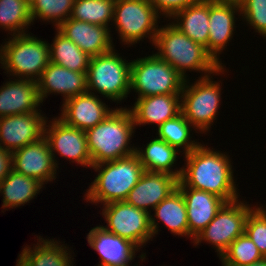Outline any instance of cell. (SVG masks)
Instances as JSON below:
<instances>
[{"label":"cell","mask_w":266,"mask_h":266,"mask_svg":"<svg viewBox=\"0 0 266 266\" xmlns=\"http://www.w3.org/2000/svg\"><path fill=\"white\" fill-rule=\"evenodd\" d=\"M113 48L110 52L91 57L87 70L88 92L120 103L130 90L131 62L119 56Z\"/></svg>","instance_id":"obj_6"},{"label":"cell","mask_w":266,"mask_h":266,"mask_svg":"<svg viewBox=\"0 0 266 266\" xmlns=\"http://www.w3.org/2000/svg\"><path fill=\"white\" fill-rule=\"evenodd\" d=\"M16 263H17L16 266H31L30 263L21 254H19Z\"/></svg>","instance_id":"obj_39"},{"label":"cell","mask_w":266,"mask_h":266,"mask_svg":"<svg viewBox=\"0 0 266 266\" xmlns=\"http://www.w3.org/2000/svg\"><path fill=\"white\" fill-rule=\"evenodd\" d=\"M43 187L38 180L12 170L0 182V194L3 195L1 208L7 210L24 206L34 199Z\"/></svg>","instance_id":"obj_27"},{"label":"cell","mask_w":266,"mask_h":266,"mask_svg":"<svg viewBox=\"0 0 266 266\" xmlns=\"http://www.w3.org/2000/svg\"><path fill=\"white\" fill-rule=\"evenodd\" d=\"M241 16L240 4L235 2H213L209 0L208 53L221 66L219 54L226 48L236 28L235 15Z\"/></svg>","instance_id":"obj_17"},{"label":"cell","mask_w":266,"mask_h":266,"mask_svg":"<svg viewBox=\"0 0 266 266\" xmlns=\"http://www.w3.org/2000/svg\"><path fill=\"white\" fill-rule=\"evenodd\" d=\"M213 2H235L238 3V0H211Z\"/></svg>","instance_id":"obj_41"},{"label":"cell","mask_w":266,"mask_h":266,"mask_svg":"<svg viewBox=\"0 0 266 266\" xmlns=\"http://www.w3.org/2000/svg\"><path fill=\"white\" fill-rule=\"evenodd\" d=\"M263 258L255 243L244 233L230 244L219 259L222 266H245Z\"/></svg>","instance_id":"obj_34"},{"label":"cell","mask_w":266,"mask_h":266,"mask_svg":"<svg viewBox=\"0 0 266 266\" xmlns=\"http://www.w3.org/2000/svg\"><path fill=\"white\" fill-rule=\"evenodd\" d=\"M200 0H150L151 5L161 16L171 19L178 11Z\"/></svg>","instance_id":"obj_37"},{"label":"cell","mask_w":266,"mask_h":266,"mask_svg":"<svg viewBox=\"0 0 266 266\" xmlns=\"http://www.w3.org/2000/svg\"><path fill=\"white\" fill-rule=\"evenodd\" d=\"M31 24L29 0H0V27L3 30L9 31L11 36L25 34Z\"/></svg>","instance_id":"obj_31"},{"label":"cell","mask_w":266,"mask_h":266,"mask_svg":"<svg viewBox=\"0 0 266 266\" xmlns=\"http://www.w3.org/2000/svg\"><path fill=\"white\" fill-rule=\"evenodd\" d=\"M47 122H50L49 124ZM48 124V125H47ZM44 137L48 141L50 151L52 152L54 162L56 161V152L71 162H77L83 167H91L92 159L87 148V137L84 130L71 127L65 124L57 117L48 121L44 126ZM56 151V152H55Z\"/></svg>","instance_id":"obj_12"},{"label":"cell","mask_w":266,"mask_h":266,"mask_svg":"<svg viewBox=\"0 0 266 266\" xmlns=\"http://www.w3.org/2000/svg\"><path fill=\"white\" fill-rule=\"evenodd\" d=\"M12 165L14 171L34 178L43 185L57 178V166L44 136L12 152Z\"/></svg>","instance_id":"obj_14"},{"label":"cell","mask_w":266,"mask_h":266,"mask_svg":"<svg viewBox=\"0 0 266 266\" xmlns=\"http://www.w3.org/2000/svg\"><path fill=\"white\" fill-rule=\"evenodd\" d=\"M74 0H29L32 23L37 18L54 23L57 28L72 13Z\"/></svg>","instance_id":"obj_33"},{"label":"cell","mask_w":266,"mask_h":266,"mask_svg":"<svg viewBox=\"0 0 266 266\" xmlns=\"http://www.w3.org/2000/svg\"><path fill=\"white\" fill-rule=\"evenodd\" d=\"M6 81L0 88V118L30 112H41L38 82L27 79Z\"/></svg>","instance_id":"obj_21"},{"label":"cell","mask_w":266,"mask_h":266,"mask_svg":"<svg viewBox=\"0 0 266 266\" xmlns=\"http://www.w3.org/2000/svg\"><path fill=\"white\" fill-rule=\"evenodd\" d=\"M186 203L189 238L194 239L216 216L226 201L219 196L190 187H177Z\"/></svg>","instance_id":"obj_20"},{"label":"cell","mask_w":266,"mask_h":266,"mask_svg":"<svg viewBox=\"0 0 266 266\" xmlns=\"http://www.w3.org/2000/svg\"><path fill=\"white\" fill-rule=\"evenodd\" d=\"M37 238L39 239L37 244L33 245V249L27 245L21 252L31 266H73L74 258L71 259L72 252L68 247L55 239L47 240L41 236Z\"/></svg>","instance_id":"obj_28"},{"label":"cell","mask_w":266,"mask_h":266,"mask_svg":"<svg viewBox=\"0 0 266 266\" xmlns=\"http://www.w3.org/2000/svg\"><path fill=\"white\" fill-rule=\"evenodd\" d=\"M253 208L240 199L226 202L214 219L194 238L193 245L205 241L216 248L220 258L230 244L244 234L247 216Z\"/></svg>","instance_id":"obj_10"},{"label":"cell","mask_w":266,"mask_h":266,"mask_svg":"<svg viewBox=\"0 0 266 266\" xmlns=\"http://www.w3.org/2000/svg\"><path fill=\"white\" fill-rule=\"evenodd\" d=\"M244 233L255 243L261 255L266 258V209L253 208L246 219Z\"/></svg>","instance_id":"obj_35"},{"label":"cell","mask_w":266,"mask_h":266,"mask_svg":"<svg viewBox=\"0 0 266 266\" xmlns=\"http://www.w3.org/2000/svg\"><path fill=\"white\" fill-rule=\"evenodd\" d=\"M185 78L156 54L131 61L130 90L138 98L162 94H181Z\"/></svg>","instance_id":"obj_7"},{"label":"cell","mask_w":266,"mask_h":266,"mask_svg":"<svg viewBox=\"0 0 266 266\" xmlns=\"http://www.w3.org/2000/svg\"><path fill=\"white\" fill-rule=\"evenodd\" d=\"M153 44L158 50L155 54L185 79H188L186 71H198L201 78L211 74L223 75L226 71L203 45L194 42L170 22L159 27Z\"/></svg>","instance_id":"obj_2"},{"label":"cell","mask_w":266,"mask_h":266,"mask_svg":"<svg viewBox=\"0 0 266 266\" xmlns=\"http://www.w3.org/2000/svg\"><path fill=\"white\" fill-rule=\"evenodd\" d=\"M47 118L41 112H30L0 118V147L14 152L44 136Z\"/></svg>","instance_id":"obj_13"},{"label":"cell","mask_w":266,"mask_h":266,"mask_svg":"<svg viewBox=\"0 0 266 266\" xmlns=\"http://www.w3.org/2000/svg\"><path fill=\"white\" fill-rule=\"evenodd\" d=\"M214 75L199 77L192 85L186 79L181 92V112L197 131L205 134L213 125L221 103L222 88L218 81H213Z\"/></svg>","instance_id":"obj_8"},{"label":"cell","mask_w":266,"mask_h":266,"mask_svg":"<svg viewBox=\"0 0 266 266\" xmlns=\"http://www.w3.org/2000/svg\"><path fill=\"white\" fill-rule=\"evenodd\" d=\"M182 151H178L175 147L159 138L152 139L142 149L135 148V154L139 158L143 169L146 171L167 173L180 179L182 168L173 169L177 161V155ZM177 169V170H176Z\"/></svg>","instance_id":"obj_26"},{"label":"cell","mask_w":266,"mask_h":266,"mask_svg":"<svg viewBox=\"0 0 266 266\" xmlns=\"http://www.w3.org/2000/svg\"><path fill=\"white\" fill-rule=\"evenodd\" d=\"M94 92H85L63 101L61 119L65 124L86 131L101 123L113 110Z\"/></svg>","instance_id":"obj_15"},{"label":"cell","mask_w":266,"mask_h":266,"mask_svg":"<svg viewBox=\"0 0 266 266\" xmlns=\"http://www.w3.org/2000/svg\"><path fill=\"white\" fill-rule=\"evenodd\" d=\"M171 19L174 20L171 22L174 26L194 42L203 45L208 52L209 0L191 4L178 11Z\"/></svg>","instance_id":"obj_25"},{"label":"cell","mask_w":266,"mask_h":266,"mask_svg":"<svg viewBox=\"0 0 266 266\" xmlns=\"http://www.w3.org/2000/svg\"><path fill=\"white\" fill-rule=\"evenodd\" d=\"M135 128L129 108L117 107L101 123L87 129V148L92 165L134 154L136 147L130 145V140Z\"/></svg>","instance_id":"obj_3"},{"label":"cell","mask_w":266,"mask_h":266,"mask_svg":"<svg viewBox=\"0 0 266 266\" xmlns=\"http://www.w3.org/2000/svg\"><path fill=\"white\" fill-rule=\"evenodd\" d=\"M37 82L41 103L51 93L62 94L63 101H65L88 92L87 73L72 71L51 62L44 69Z\"/></svg>","instance_id":"obj_19"},{"label":"cell","mask_w":266,"mask_h":266,"mask_svg":"<svg viewBox=\"0 0 266 266\" xmlns=\"http://www.w3.org/2000/svg\"><path fill=\"white\" fill-rule=\"evenodd\" d=\"M29 33L15 35L0 46L5 73L18 79L38 81L51 62L49 43Z\"/></svg>","instance_id":"obj_5"},{"label":"cell","mask_w":266,"mask_h":266,"mask_svg":"<svg viewBox=\"0 0 266 266\" xmlns=\"http://www.w3.org/2000/svg\"><path fill=\"white\" fill-rule=\"evenodd\" d=\"M89 246L98 252L101 262L98 266H125L136 257L139 250L133 243L96 226L87 234Z\"/></svg>","instance_id":"obj_22"},{"label":"cell","mask_w":266,"mask_h":266,"mask_svg":"<svg viewBox=\"0 0 266 266\" xmlns=\"http://www.w3.org/2000/svg\"><path fill=\"white\" fill-rule=\"evenodd\" d=\"M13 170L12 152L0 147V182Z\"/></svg>","instance_id":"obj_38"},{"label":"cell","mask_w":266,"mask_h":266,"mask_svg":"<svg viewBox=\"0 0 266 266\" xmlns=\"http://www.w3.org/2000/svg\"><path fill=\"white\" fill-rule=\"evenodd\" d=\"M186 165L177 187H190L213 193L226 202L237 200L238 188L230 157L224 152L214 151L202 143L190 153L183 155Z\"/></svg>","instance_id":"obj_1"},{"label":"cell","mask_w":266,"mask_h":266,"mask_svg":"<svg viewBox=\"0 0 266 266\" xmlns=\"http://www.w3.org/2000/svg\"><path fill=\"white\" fill-rule=\"evenodd\" d=\"M53 43L49 46L51 63L76 72L87 73L91 57L57 29Z\"/></svg>","instance_id":"obj_29"},{"label":"cell","mask_w":266,"mask_h":266,"mask_svg":"<svg viewBox=\"0 0 266 266\" xmlns=\"http://www.w3.org/2000/svg\"><path fill=\"white\" fill-rule=\"evenodd\" d=\"M196 130L185 118L182 112L176 115L174 118L169 119L162 123L157 128V135L159 139L167 142L169 145L175 147L178 151L183 150L182 154H188L201 143L192 140L191 131ZM181 148V149H179Z\"/></svg>","instance_id":"obj_30"},{"label":"cell","mask_w":266,"mask_h":266,"mask_svg":"<svg viewBox=\"0 0 266 266\" xmlns=\"http://www.w3.org/2000/svg\"><path fill=\"white\" fill-rule=\"evenodd\" d=\"M90 57L105 54L114 48L108 27L68 18L56 28Z\"/></svg>","instance_id":"obj_18"},{"label":"cell","mask_w":266,"mask_h":266,"mask_svg":"<svg viewBox=\"0 0 266 266\" xmlns=\"http://www.w3.org/2000/svg\"><path fill=\"white\" fill-rule=\"evenodd\" d=\"M136 99L132 109L129 108L135 127L144 124H156L159 127L181 112V94H162Z\"/></svg>","instance_id":"obj_23"},{"label":"cell","mask_w":266,"mask_h":266,"mask_svg":"<svg viewBox=\"0 0 266 266\" xmlns=\"http://www.w3.org/2000/svg\"><path fill=\"white\" fill-rule=\"evenodd\" d=\"M245 266H266V258H263L260 261H257V262H254V263H251V264L245 265Z\"/></svg>","instance_id":"obj_40"},{"label":"cell","mask_w":266,"mask_h":266,"mask_svg":"<svg viewBox=\"0 0 266 266\" xmlns=\"http://www.w3.org/2000/svg\"><path fill=\"white\" fill-rule=\"evenodd\" d=\"M178 181L177 177L167 173L144 170L124 201L151 214V209L177 189Z\"/></svg>","instance_id":"obj_16"},{"label":"cell","mask_w":266,"mask_h":266,"mask_svg":"<svg viewBox=\"0 0 266 266\" xmlns=\"http://www.w3.org/2000/svg\"><path fill=\"white\" fill-rule=\"evenodd\" d=\"M242 19L266 38V0H241Z\"/></svg>","instance_id":"obj_36"},{"label":"cell","mask_w":266,"mask_h":266,"mask_svg":"<svg viewBox=\"0 0 266 266\" xmlns=\"http://www.w3.org/2000/svg\"><path fill=\"white\" fill-rule=\"evenodd\" d=\"M158 19L160 15L150 0L115 1L112 22L117 28L119 39L128 46L143 41L141 39L144 37H148L153 46L159 30Z\"/></svg>","instance_id":"obj_9"},{"label":"cell","mask_w":266,"mask_h":266,"mask_svg":"<svg viewBox=\"0 0 266 266\" xmlns=\"http://www.w3.org/2000/svg\"><path fill=\"white\" fill-rule=\"evenodd\" d=\"M153 211L154 215L150 214V226L154 236L160 231L156 222L159 219L173 235L189 237L186 203L178 189L162 200Z\"/></svg>","instance_id":"obj_24"},{"label":"cell","mask_w":266,"mask_h":266,"mask_svg":"<svg viewBox=\"0 0 266 266\" xmlns=\"http://www.w3.org/2000/svg\"><path fill=\"white\" fill-rule=\"evenodd\" d=\"M116 0H74L70 18L110 29Z\"/></svg>","instance_id":"obj_32"},{"label":"cell","mask_w":266,"mask_h":266,"mask_svg":"<svg viewBox=\"0 0 266 266\" xmlns=\"http://www.w3.org/2000/svg\"><path fill=\"white\" fill-rule=\"evenodd\" d=\"M102 215L107 226L105 231L133 243L138 249L154 237L150 226V213L138 209L125 201H115L102 205Z\"/></svg>","instance_id":"obj_11"},{"label":"cell","mask_w":266,"mask_h":266,"mask_svg":"<svg viewBox=\"0 0 266 266\" xmlns=\"http://www.w3.org/2000/svg\"><path fill=\"white\" fill-rule=\"evenodd\" d=\"M91 168L99 173L91 182L84 197L87 202L97 205L124 201L144 172L135 153L121 159L92 165Z\"/></svg>","instance_id":"obj_4"}]
</instances>
